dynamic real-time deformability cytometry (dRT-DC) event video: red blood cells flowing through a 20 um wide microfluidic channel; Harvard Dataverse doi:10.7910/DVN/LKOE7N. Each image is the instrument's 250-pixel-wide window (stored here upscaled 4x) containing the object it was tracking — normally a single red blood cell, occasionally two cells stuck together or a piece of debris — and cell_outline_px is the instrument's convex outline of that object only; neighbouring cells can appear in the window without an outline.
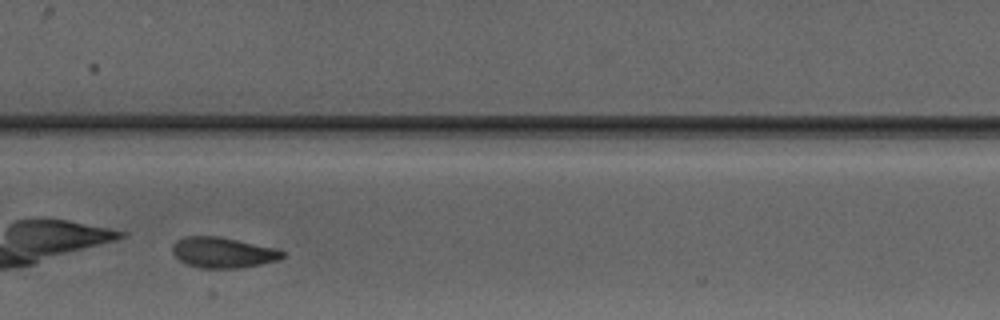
{"species": "Egyptian fruit bat (a non-hibernating species)", "species_latin": "Rousettus aegyptiacus", "temperature_condition": "warm", "stored_images_in_passage": 28, "camera_frame_rate_fps": 3000, "um_per_image_px": 0.085, "animal": {"sex": "male"}, "frame": {"image": 1, "passage_image": 13, "time_ms": 4.0, "image_size_px": [1000, 320], "cell_outline_px": [[288, 252], [280, 260], [240, 268], [200, 268], [184, 264], [172, 252], [172, 244], [176, 240], [184, 236], [220, 236], [280, 248]], "centroid_in_image_um": [19.0, 21.45], "position_along_channel_um": 188.4, "area_um2": 20.17}}
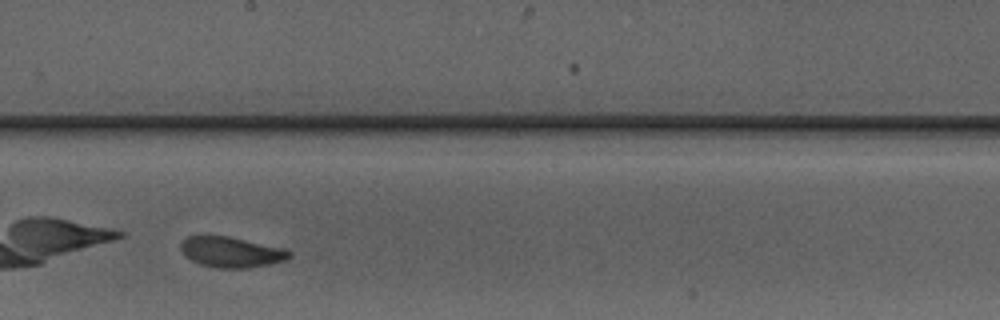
{"frame": {"image": 2, "passage_image": 16, "time_ms": 5.0, "image_size_px": [1000, 320], "cell_outline_px": [[292, 256], [284, 260], [272, 264], [248, 268], [216, 268], [200, 264], [184, 256], [180, 248], [180, 244], [188, 236], [228, 236], [288, 248], [292, 252]], "centroid_in_image_um": [19.71, 21.43], "position_along_channel_um": 228.5, "area_um2": 19.59}, "authors_computed_cell_mechanics": {"area_um2": 19.7965, "velocity_mm_per_s": 4.0302, "shape_relaxation_time_tau1_ms": 1.3146, "shape_relaxation_time_tau2_ms": null, "deformation_change_tau1": 0.2393, "deformation_change_tau2": null}}